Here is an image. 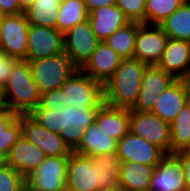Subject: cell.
<instances>
[{"label":"cell","mask_w":190,"mask_h":191,"mask_svg":"<svg viewBox=\"0 0 190 191\" xmlns=\"http://www.w3.org/2000/svg\"><path fill=\"white\" fill-rule=\"evenodd\" d=\"M100 106L62 107L54 109H35L30 115L46 129L58 133L71 151L81 143L86 129L95 122Z\"/></svg>","instance_id":"cell-1"},{"label":"cell","mask_w":190,"mask_h":191,"mask_svg":"<svg viewBox=\"0 0 190 191\" xmlns=\"http://www.w3.org/2000/svg\"><path fill=\"white\" fill-rule=\"evenodd\" d=\"M147 66L135 58L122 59L113 76L104 84V103L116 108L132 109Z\"/></svg>","instance_id":"cell-2"},{"label":"cell","mask_w":190,"mask_h":191,"mask_svg":"<svg viewBox=\"0 0 190 191\" xmlns=\"http://www.w3.org/2000/svg\"><path fill=\"white\" fill-rule=\"evenodd\" d=\"M3 102L8 110L19 114H30L40 101L41 94L33 80L30 63L18 60L2 88Z\"/></svg>","instance_id":"cell-3"},{"label":"cell","mask_w":190,"mask_h":191,"mask_svg":"<svg viewBox=\"0 0 190 191\" xmlns=\"http://www.w3.org/2000/svg\"><path fill=\"white\" fill-rule=\"evenodd\" d=\"M29 63L33 80L41 95L60 89L63 83L77 70L65 52L29 61Z\"/></svg>","instance_id":"cell-4"},{"label":"cell","mask_w":190,"mask_h":191,"mask_svg":"<svg viewBox=\"0 0 190 191\" xmlns=\"http://www.w3.org/2000/svg\"><path fill=\"white\" fill-rule=\"evenodd\" d=\"M64 107L101 106L104 103V85L77 69L61 86Z\"/></svg>","instance_id":"cell-5"},{"label":"cell","mask_w":190,"mask_h":191,"mask_svg":"<svg viewBox=\"0 0 190 191\" xmlns=\"http://www.w3.org/2000/svg\"><path fill=\"white\" fill-rule=\"evenodd\" d=\"M69 156H49L25 179V190L62 191L66 188Z\"/></svg>","instance_id":"cell-6"},{"label":"cell","mask_w":190,"mask_h":191,"mask_svg":"<svg viewBox=\"0 0 190 191\" xmlns=\"http://www.w3.org/2000/svg\"><path fill=\"white\" fill-rule=\"evenodd\" d=\"M99 42L90 20L87 19L64 33V52L77 69H82Z\"/></svg>","instance_id":"cell-7"},{"label":"cell","mask_w":190,"mask_h":191,"mask_svg":"<svg viewBox=\"0 0 190 191\" xmlns=\"http://www.w3.org/2000/svg\"><path fill=\"white\" fill-rule=\"evenodd\" d=\"M130 132L171 153L170 124L153 112L130 110Z\"/></svg>","instance_id":"cell-8"},{"label":"cell","mask_w":190,"mask_h":191,"mask_svg":"<svg viewBox=\"0 0 190 191\" xmlns=\"http://www.w3.org/2000/svg\"><path fill=\"white\" fill-rule=\"evenodd\" d=\"M29 25L24 13L3 15L0 22V48L7 56L26 60Z\"/></svg>","instance_id":"cell-9"},{"label":"cell","mask_w":190,"mask_h":191,"mask_svg":"<svg viewBox=\"0 0 190 191\" xmlns=\"http://www.w3.org/2000/svg\"><path fill=\"white\" fill-rule=\"evenodd\" d=\"M168 39L169 37L159 25L138 22L133 58L148 65H157L166 48Z\"/></svg>","instance_id":"cell-10"},{"label":"cell","mask_w":190,"mask_h":191,"mask_svg":"<svg viewBox=\"0 0 190 191\" xmlns=\"http://www.w3.org/2000/svg\"><path fill=\"white\" fill-rule=\"evenodd\" d=\"M22 135L45 153L47 157L69 156L71 150L63 138L42 125L30 114H21Z\"/></svg>","instance_id":"cell-11"},{"label":"cell","mask_w":190,"mask_h":191,"mask_svg":"<svg viewBox=\"0 0 190 191\" xmlns=\"http://www.w3.org/2000/svg\"><path fill=\"white\" fill-rule=\"evenodd\" d=\"M27 61L47 58L64 52V34L57 28L29 25Z\"/></svg>","instance_id":"cell-12"},{"label":"cell","mask_w":190,"mask_h":191,"mask_svg":"<svg viewBox=\"0 0 190 191\" xmlns=\"http://www.w3.org/2000/svg\"><path fill=\"white\" fill-rule=\"evenodd\" d=\"M175 80L176 78L173 75L166 73L157 65H148L143 75L137 101L130 110L152 112L160 94Z\"/></svg>","instance_id":"cell-13"},{"label":"cell","mask_w":190,"mask_h":191,"mask_svg":"<svg viewBox=\"0 0 190 191\" xmlns=\"http://www.w3.org/2000/svg\"><path fill=\"white\" fill-rule=\"evenodd\" d=\"M165 154L161 148L131 132L123 136L117 145L119 162L158 165Z\"/></svg>","instance_id":"cell-14"},{"label":"cell","mask_w":190,"mask_h":191,"mask_svg":"<svg viewBox=\"0 0 190 191\" xmlns=\"http://www.w3.org/2000/svg\"><path fill=\"white\" fill-rule=\"evenodd\" d=\"M150 191H187L181 162L175 153H166L154 170Z\"/></svg>","instance_id":"cell-15"},{"label":"cell","mask_w":190,"mask_h":191,"mask_svg":"<svg viewBox=\"0 0 190 191\" xmlns=\"http://www.w3.org/2000/svg\"><path fill=\"white\" fill-rule=\"evenodd\" d=\"M97 169L91 158L71 152L68 159L66 188L73 191H99Z\"/></svg>","instance_id":"cell-16"},{"label":"cell","mask_w":190,"mask_h":191,"mask_svg":"<svg viewBox=\"0 0 190 191\" xmlns=\"http://www.w3.org/2000/svg\"><path fill=\"white\" fill-rule=\"evenodd\" d=\"M47 156L23 135L11 146L5 164L11 166L25 179Z\"/></svg>","instance_id":"cell-17"},{"label":"cell","mask_w":190,"mask_h":191,"mask_svg":"<svg viewBox=\"0 0 190 191\" xmlns=\"http://www.w3.org/2000/svg\"><path fill=\"white\" fill-rule=\"evenodd\" d=\"M122 59L105 41H100L81 70L104 85L120 66Z\"/></svg>","instance_id":"cell-18"},{"label":"cell","mask_w":190,"mask_h":191,"mask_svg":"<svg viewBox=\"0 0 190 191\" xmlns=\"http://www.w3.org/2000/svg\"><path fill=\"white\" fill-rule=\"evenodd\" d=\"M157 66L176 79L189 75L190 42L169 38Z\"/></svg>","instance_id":"cell-19"},{"label":"cell","mask_w":190,"mask_h":191,"mask_svg":"<svg viewBox=\"0 0 190 191\" xmlns=\"http://www.w3.org/2000/svg\"><path fill=\"white\" fill-rule=\"evenodd\" d=\"M88 19L100 41H104L119 28L131 22L117 5H107L92 10L88 14Z\"/></svg>","instance_id":"cell-20"},{"label":"cell","mask_w":190,"mask_h":191,"mask_svg":"<svg viewBox=\"0 0 190 191\" xmlns=\"http://www.w3.org/2000/svg\"><path fill=\"white\" fill-rule=\"evenodd\" d=\"M95 123L102 132L119 141L130 132V110L103 103L96 113Z\"/></svg>","instance_id":"cell-21"},{"label":"cell","mask_w":190,"mask_h":191,"mask_svg":"<svg viewBox=\"0 0 190 191\" xmlns=\"http://www.w3.org/2000/svg\"><path fill=\"white\" fill-rule=\"evenodd\" d=\"M157 165L119 162V189L122 191L147 190Z\"/></svg>","instance_id":"cell-22"},{"label":"cell","mask_w":190,"mask_h":191,"mask_svg":"<svg viewBox=\"0 0 190 191\" xmlns=\"http://www.w3.org/2000/svg\"><path fill=\"white\" fill-rule=\"evenodd\" d=\"M186 103L184 86L180 79H176L160 94L152 112L170 124Z\"/></svg>","instance_id":"cell-23"},{"label":"cell","mask_w":190,"mask_h":191,"mask_svg":"<svg viewBox=\"0 0 190 191\" xmlns=\"http://www.w3.org/2000/svg\"><path fill=\"white\" fill-rule=\"evenodd\" d=\"M118 141L102 132L94 122L83 135L80 145L74 152L88 157H96L107 153H117Z\"/></svg>","instance_id":"cell-24"},{"label":"cell","mask_w":190,"mask_h":191,"mask_svg":"<svg viewBox=\"0 0 190 191\" xmlns=\"http://www.w3.org/2000/svg\"><path fill=\"white\" fill-rule=\"evenodd\" d=\"M97 169L99 191H115L119 189V160L117 153H107L90 157Z\"/></svg>","instance_id":"cell-25"},{"label":"cell","mask_w":190,"mask_h":191,"mask_svg":"<svg viewBox=\"0 0 190 191\" xmlns=\"http://www.w3.org/2000/svg\"><path fill=\"white\" fill-rule=\"evenodd\" d=\"M62 0H35L25 11L30 25L56 28Z\"/></svg>","instance_id":"cell-26"},{"label":"cell","mask_w":190,"mask_h":191,"mask_svg":"<svg viewBox=\"0 0 190 191\" xmlns=\"http://www.w3.org/2000/svg\"><path fill=\"white\" fill-rule=\"evenodd\" d=\"M159 26L169 38L190 42V4L185 0Z\"/></svg>","instance_id":"cell-27"},{"label":"cell","mask_w":190,"mask_h":191,"mask_svg":"<svg viewBox=\"0 0 190 191\" xmlns=\"http://www.w3.org/2000/svg\"><path fill=\"white\" fill-rule=\"evenodd\" d=\"M22 136L21 114L6 110L0 116V154L6 158L11 146Z\"/></svg>","instance_id":"cell-28"},{"label":"cell","mask_w":190,"mask_h":191,"mask_svg":"<svg viewBox=\"0 0 190 191\" xmlns=\"http://www.w3.org/2000/svg\"><path fill=\"white\" fill-rule=\"evenodd\" d=\"M138 22L131 21L104 41L123 59L133 58Z\"/></svg>","instance_id":"cell-29"},{"label":"cell","mask_w":190,"mask_h":191,"mask_svg":"<svg viewBox=\"0 0 190 191\" xmlns=\"http://www.w3.org/2000/svg\"><path fill=\"white\" fill-rule=\"evenodd\" d=\"M171 153L190 149V106L186 103L170 123Z\"/></svg>","instance_id":"cell-30"},{"label":"cell","mask_w":190,"mask_h":191,"mask_svg":"<svg viewBox=\"0 0 190 191\" xmlns=\"http://www.w3.org/2000/svg\"><path fill=\"white\" fill-rule=\"evenodd\" d=\"M87 19L88 12L83 0H62L56 28L64 34Z\"/></svg>","instance_id":"cell-31"},{"label":"cell","mask_w":190,"mask_h":191,"mask_svg":"<svg viewBox=\"0 0 190 191\" xmlns=\"http://www.w3.org/2000/svg\"><path fill=\"white\" fill-rule=\"evenodd\" d=\"M185 0H146L145 24L159 25L177 10Z\"/></svg>","instance_id":"cell-32"},{"label":"cell","mask_w":190,"mask_h":191,"mask_svg":"<svg viewBox=\"0 0 190 191\" xmlns=\"http://www.w3.org/2000/svg\"><path fill=\"white\" fill-rule=\"evenodd\" d=\"M25 178L11 166L0 167V191H25Z\"/></svg>","instance_id":"cell-33"},{"label":"cell","mask_w":190,"mask_h":191,"mask_svg":"<svg viewBox=\"0 0 190 191\" xmlns=\"http://www.w3.org/2000/svg\"><path fill=\"white\" fill-rule=\"evenodd\" d=\"M116 5L125 13L130 21L145 24L146 0H117Z\"/></svg>","instance_id":"cell-34"},{"label":"cell","mask_w":190,"mask_h":191,"mask_svg":"<svg viewBox=\"0 0 190 191\" xmlns=\"http://www.w3.org/2000/svg\"><path fill=\"white\" fill-rule=\"evenodd\" d=\"M62 107H64V93L60 88L43 93L36 109H54L60 111Z\"/></svg>","instance_id":"cell-35"},{"label":"cell","mask_w":190,"mask_h":191,"mask_svg":"<svg viewBox=\"0 0 190 191\" xmlns=\"http://www.w3.org/2000/svg\"><path fill=\"white\" fill-rule=\"evenodd\" d=\"M19 59L9 57L0 48V88L2 89L8 82L9 76L12 73L14 64Z\"/></svg>","instance_id":"cell-36"},{"label":"cell","mask_w":190,"mask_h":191,"mask_svg":"<svg viewBox=\"0 0 190 191\" xmlns=\"http://www.w3.org/2000/svg\"><path fill=\"white\" fill-rule=\"evenodd\" d=\"M175 154L181 162V171L184 173L187 191H190V149H182Z\"/></svg>","instance_id":"cell-37"},{"label":"cell","mask_w":190,"mask_h":191,"mask_svg":"<svg viewBox=\"0 0 190 191\" xmlns=\"http://www.w3.org/2000/svg\"><path fill=\"white\" fill-rule=\"evenodd\" d=\"M0 12L3 15H17L24 13L18 0H0Z\"/></svg>","instance_id":"cell-38"},{"label":"cell","mask_w":190,"mask_h":191,"mask_svg":"<svg viewBox=\"0 0 190 191\" xmlns=\"http://www.w3.org/2000/svg\"><path fill=\"white\" fill-rule=\"evenodd\" d=\"M117 0H83L85 8L88 14L97 8L107 6V5H116Z\"/></svg>","instance_id":"cell-39"},{"label":"cell","mask_w":190,"mask_h":191,"mask_svg":"<svg viewBox=\"0 0 190 191\" xmlns=\"http://www.w3.org/2000/svg\"><path fill=\"white\" fill-rule=\"evenodd\" d=\"M186 93L187 104L190 106V74L180 78Z\"/></svg>","instance_id":"cell-40"},{"label":"cell","mask_w":190,"mask_h":191,"mask_svg":"<svg viewBox=\"0 0 190 191\" xmlns=\"http://www.w3.org/2000/svg\"><path fill=\"white\" fill-rule=\"evenodd\" d=\"M35 0H18L22 11L24 12Z\"/></svg>","instance_id":"cell-41"},{"label":"cell","mask_w":190,"mask_h":191,"mask_svg":"<svg viewBox=\"0 0 190 191\" xmlns=\"http://www.w3.org/2000/svg\"><path fill=\"white\" fill-rule=\"evenodd\" d=\"M7 110L5 103H0V116Z\"/></svg>","instance_id":"cell-42"},{"label":"cell","mask_w":190,"mask_h":191,"mask_svg":"<svg viewBox=\"0 0 190 191\" xmlns=\"http://www.w3.org/2000/svg\"><path fill=\"white\" fill-rule=\"evenodd\" d=\"M5 164V158L0 154V167Z\"/></svg>","instance_id":"cell-43"},{"label":"cell","mask_w":190,"mask_h":191,"mask_svg":"<svg viewBox=\"0 0 190 191\" xmlns=\"http://www.w3.org/2000/svg\"><path fill=\"white\" fill-rule=\"evenodd\" d=\"M0 103H3L2 89L0 88Z\"/></svg>","instance_id":"cell-44"},{"label":"cell","mask_w":190,"mask_h":191,"mask_svg":"<svg viewBox=\"0 0 190 191\" xmlns=\"http://www.w3.org/2000/svg\"><path fill=\"white\" fill-rule=\"evenodd\" d=\"M62 191H73V190H70L68 188H64Z\"/></svg>","instance_id":"cell-45"},{"label":"cell","mask_w":190,"mask_h":191,"mask_svg":"<svg viewBox=\"0 0 190 191\" xmlns=\"http://www.w3.org/2000/svg\"><path fill=\"white\" fill-rule=\"evenodd\" d=\"M2 17H3V14L0 12V22H1Z\"/></svg>","instance_id":"cell-46"},{"label":"cell","mask_w":190,"mask_h":191,"mask_svg":"<svg viewBox=\"0 0 190 191\" xmlns=\"http://www.w3.org/2000/svg\"><path fill=\"white\" fill-rule=\"evenodd\" d=\"M134 191H150L149 189H147V190H134Z\"/></svg>","instance_id":"cell-47"}]
</instances>
